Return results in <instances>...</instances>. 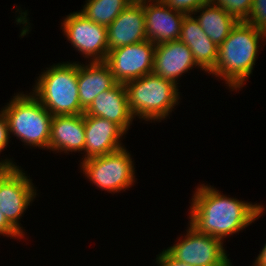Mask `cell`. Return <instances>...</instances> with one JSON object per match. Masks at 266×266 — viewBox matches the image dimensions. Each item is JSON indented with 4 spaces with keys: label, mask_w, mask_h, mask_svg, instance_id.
<instances>
[{
    "label": "cell",
    "mask_w": 266,
    "mask_h": 266,
    "mask_svg": "<svg viewBox=\"0 0 266 266\" xmlns=\"http://www.w3.org/2000/svg\"><path fill=\"white\" fill-rule=\"evenodd\" d=\"M165 5L173 10L180 11L186 15L192 14L199 7L210 3L211 0H161Z\"/></svg>",
    "instance_id": "603a6c76"
},
{
    "label": "cell",
    "mask_w": 266,
    "mask_h": 266,
    "mask_svg": "<svg viewBox=\"0 0 266 266\" xmlns=\"http://www.w3.org/2000/svg\"><path fill=\"white\" fill-rule=\"evenodd\" d=\"M159 266H190L185 263L178 262L172 258L165 250L157 255L156 262Z\"/></svg>",
    "instance_id": "484cf974"
},
{
    "label": "cell",
    "mask_w": 266,
    "mask_h": 266,
    "mask_svg": "<svg viewBox=\"0 0 266 266\" xmlns=\"http://www.w3.org/2000/svg\"><path fill=\"white\" fill-rule=\"evenodd\" d=\"M259 252L252 266H266V243Z\"/></svg>",
    "instance_id": "4316f807"
},
{
    "label": "cell",
    "mask_w": 266,
    "mask_h": 266,
    "mask_svg": "<svg viewBox=\"0 0 266 266\" xmlns=\"http://www.w3.org/2000/svg\"><path fill=\"white\" fill-rule=\"evenodd\" d=\"M134 165L126 147L80 162L85 178L101 191L105 190L111 194L129 190L128 188L134 185L137 180Z\"/></svg>",
    "instance_id": "52a82bcc"
},
{
    "label": "cell",
    "mask_w": 266,
    "mask_h": 266,
    "mask_svg": "<svg viewBox=\"0 0 266 266\" xmlns=\"http://www.w3.org/2000/svg\"><path fill=\"white\" fill-rule=\"evenodd\" d=\"M213 4L235 17L238 21H247L253 0H211Z\"/></svg>",
    "instance_id": "44dd1931"
},
{
    "label": "cell",
    "mask_w": 266,
    "mask_h": 266,
    "mask_svg": "<svg viewBox=\"0 0 266 266\" xmlns=\"http://www.w3.org/2000/svg\"><path fill=\"white\" fill-rule=\"evenodd\" d=\"M84 148V114L53 116L49 150L69 154V152L84 151Z\"/></svg>",
    "instance_id": "2e32d148"
},
{
    "label": "cell",
    "mask_w": 266,
    "mask_h": 266,
    "mask_svg": "<svg viewBox=\"0 0 266 266\" xmlns=\"http://www.w3.org/2000/svg\"><path fill=\"white\" fill-rule=\"evenodd\" d=\"M196 188L190 202L189 224L200 233L222 241L244 230L265 213L260 203L227 197L210 184Z\"/></svg>",
    "instance_id": "6da1fadb"
},
{
    "label": "cell",
    "mask_w": 266,
    "mask_h": 266,
    "mask_svg": "<svg viewBox=\"0 0 266 266\" xmlns=\"http://www.w3.org/2000/svg\"><path fill=\"white\" fill-rule=\"evenodd\" d=\"M186 235L164 250L175 260L190 266H229L224 241L205 233H200L189 223ZM228 255V256H227Z\"/></svg>",
    "instance_id": "ba28073f"
},
{
    "label": "cell",
    "mask_w": 266,
    "mask_h": 266,
    "mask_svg": "<svg viewBox=\"0 0 266 266\" xmlns=\"http://www.w3.org/2000/svg\"><path fill=\"white\" fill-rule=\"evenodd\" d=\"M80 12L91 21L108 27L132 0H86Z\"/></svg>",
    "instance_id": "ffe728a7"
},
{
    "label": "cell",
    "mask_w": 266,
    "mask_h": 266,
    "mask_svg": "<svg viewBox=\"0 0 266 266\" xmlns=\"http://www.w3.org/2000/svg\"><path fill=\"white\" fill-rule=\"evenodd\" d=\"M85 148L82 161L110 154L124 148L126 132L116 123L102 117L84 115Z\"/></svg>",
    "instance_id": "7c38bea8"
},
{
    "label": "cell",
    "mask_w": 266,
    "mask_h": 266,
    "mask_svg": "<svg viewBox=\"0 0 266 266\" xmlns=\"http://www.w3.org/2000/svg\"><path fill=\"white\" fill-rule=\"evenodd\" d=\"M85 64L78 62L79 101L84 110L101 92L117 84L104 61L85 62Z\"/></svg>",
    "instance_id": "ac0fdd59"
},
{
    "label": "cell",
    "mask_w": 266,
    "mask_h": 266,
    "mask_svg": "<svg viewBox=\"0 0 266 266\" xmlns=\"http://www.w3.org/2000/svg\"><path fill=\"white\" fill-rule=\"evenodd\" d=\"M147 40L143 1H133L107 27L109 50Z\"/></svg>",
    "instance_id": "5bb4252c"
},
{
    "label": "cell",
    "mask_w": 266,
    "mask_h": 266,
    "mask_svg": "<svg viewBox=\"0 0 266 266\" xmlns=\"http://www.w3.org/2000/svg\"><path fill=\"white\" fill-rule=\"evenodd\" d=\"M263 42L266 43L265 32L239 21L219 46L215 69L210 75L220 77L231 91L240 90L253 72Z\"/></svg>",
    "instance_id": "7a4b0ae2"
},
{
    "label": "cell",
    "mask_w": 266,
    "mask_h": 266,
    "mask_svg": "<svg viewBox=\"0 0 266 266\" xmlns=\"http://www.w3.org/2000/svg\"><path fill=\"white\" fill-rule=\"evenodd\" d=\"M125 87L132 116L147 122L166 120L181 99L175 83L153 73L129 81Z\"/></svg>",
    "instance_id": "277c9868"
},
{
    "label": "cell",
    "mask_w": 266,
    "mask_h": 266,
    "mask_svg": "<svg viewBox=\"0 0 266 266\" xmlns=\"http://www.w3.org/2000/svg\"><path fill=\"white\" fill-rule=\"evenodd\" d=\"M179 40L190 48L196 64L205 74L215 69L219 46L204 33L192 14L185 15Z\"/></svg>",
    "instance_id": "e0dca14e"
},
{
    "label": "cell",
    "mask_w": 266,
    "mask_h": 266,
    "mask_svg": "<svg viewBox=\"0 0 266 266\" xmlns=\"http://www.w3.org/2000/svg\"><path fill=\"white\" fill-rule=\"evenodd\" d=\"M196 64L190 48L180 40L155 46L152 73L178 85L179 77L193 69Z\"/></svg>",
    "instance_id": "4fadbf2b"
},
{
    "label": "cell",
    "mask_w": 266,
    "mask_h": 266,
    "mask_svg": "<svg viewBox=\"0 0 266 266\" xmlns=\"http://www.w3.org/2000/svg\"><path fill=\"white\" fill-rule=\"evenodd\" d=\"M62 21V32L74 50L88 62L105 61L109 52L106 26L91 21L80 11L70 13Z\"/></svg>",
    "instance_id": "9c48e42d"
},
{
    "label": "cell",
    "mask_w": 266,
    "mask_h": 266,
    "mask_svg": "<svg viewBox=\"0 0 266 266\" xmlns=\"http://www.w3.org/2000/svg\"><path fill=\"white\" fill-rule=\"evenodd\" d=\"M31 93L53 115H79L78 62H62L45 68Z\"/></svg>",
    "instance_id": "3957f363"
},
{
    "label": "cell",
    "mask_w": 266,
    "mask_h": 266,
    "mask_svg": "<svg viewBox=\"0 0 266 266\" xmlns=\"http://www.w3.org/2000/svg\"><path fill=\"white\" fill-rule=\"evenodd\" d=\"M84 115L105 118L119 125L127 133L134 117L128 106L125 84L117 83L111 89L101 92L84 110Z\"/></svg>",
    "instance_id": "9a60e30c"
},
{
    "label": "cell",
    "mask_w": 266,
    "mask_h": 266,
    "mask_svg": "<svg viewBox=\"0 0 266 266\" xmlns=\"http://www.w3.org/2000/svg\"><path fill=\"white\" fill-rule=\"evenodd\" d=\"M155 44L150 40L109 50L105 63L117 83L151 74L153 71Z\"/></svg>",
    "instance_id": "30bf717a"
},
{
    "label": "cell",
    "mask_w": 266,
    "mask_h": 266,
    "mask_svg": "<svg viewBox=\"0 0 266 266\" xmlns=\"http://www.w3.org/2000/svg\"><path fill=\"white\" fill-rule=\"evenodd\" d=\"M145 33L155 45L179 40L186 14L173 10L161 0H144Z\"/></svg>",
    "instance_id": "8fae6325"
},
{
    "label": "cell",
    "mask_w": 266,
    "mask_h": 266,
    "mask_svg": "<svg viewBox=\"0 0 266 266\" xmlns=\"http://www.w3.org/2000/svg\"><path fill=\"white\" fill-rule=\"evenodd\" d=\"M246 22L266 33V0H253Z\"/></svg>",
    "instance_id": "7402d4cb"
},
{
    "label": "cell",
    "mask_w": 266,
    "mask_h": 266,
    "mask_svg": "<svg viewBox=\"0 0 266 266\" xmlns=\"http://www.w3.org/2000/svg\"><path fill=\"white\" fill-rule=\"evenodd\" d=\"M10 158L0 160V210L7 221L23 236L20 221L24 212L37 197L32 179ZM27 175V176H26ZM35 187V188H34Z\"/></svg>",
    "instance_id": "8992f818"
},
{
    "label": "cell",
    "mask_w": 266,
    "mask_h": 266,
    "mask_svg": "<svg viewBox=\"0 0 266 266\" xmlns=\"http://www.w3.org/2000/svg\"><path fill=\"white\" fill-rule=\"evenodd\" d=\"M10 132L8 127V120L4 114V112L0 111V153L4 151L9 144Z\"/></svg>",
    "instance_id": "cb8c5ba5"
},
{
    "label": "cell",
    "mask_w": 266,
    "mask_h": 266,
    "mask_svg": "<svg viewBox=\"0 0 266 266\" xmlns=\"http://www.w3.org/2000/svg\"><path fill=\"white\" fill-rule=\"evenodd\" d=\"M11 237L12 239H24V237L7 221L0 210V235Z\"/></svg>",
    "instance_id": "d4e9b609"
},
{
    "label": "cell",
    "mask_w": 266,
    "mask_h": 266,
    "mask_svg": "<svg viewBox=\"0 0 266 266\" xmlns=\"http://www.w3.org/2000/svg\"><path fill=\"white\" fill-rule=\"evenodd\" d=\"M1 110L8 120L10 135L30 148L49 150L53 115L31 92L14 93L13 98Z\"/></svg>",
    "instance_id": "5b68a950"
},
{
    "label": "cell",
    "mask_w": 266,
    "mask_h": 266,
    "mask_svg": "<svg viewBox=\"0 0 266 266\" xmlns=\"http://www.w3.org/2000/svg\"><path fill=\"white\" fill-rule=\"evenodd\" d=\"M197 14L198 16H195ZM192 15H194L204 33L217 46L224 42L231 30L239 22L235 17L212 2L202 5Z\"/></svg>",
    "instance_id": "d6986e66"
}]
</instances>
